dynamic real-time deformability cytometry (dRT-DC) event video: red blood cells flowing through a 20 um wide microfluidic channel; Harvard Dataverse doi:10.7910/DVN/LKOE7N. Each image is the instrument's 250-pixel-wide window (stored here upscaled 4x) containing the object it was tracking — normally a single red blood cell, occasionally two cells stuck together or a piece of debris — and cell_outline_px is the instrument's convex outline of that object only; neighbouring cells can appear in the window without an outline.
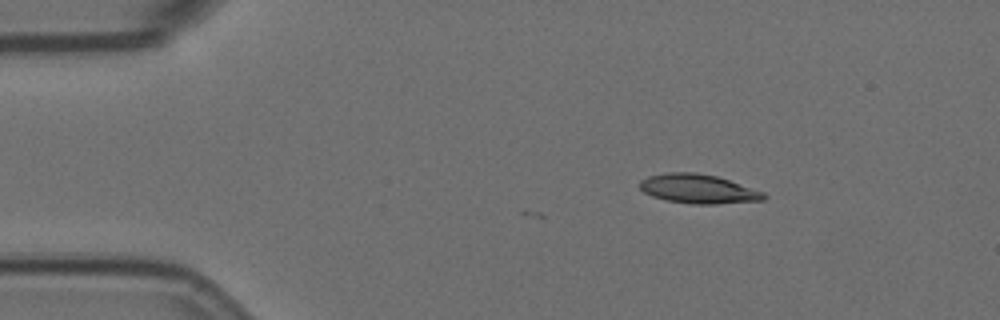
{"species": "Egyptian fruit bat (a non-hibernating species)", "species_latin": "Rousettus aegyptiacus", "temperature_condition": "room temperature", "stored_images_in_passage": 3, "camera_frame_rate_fps": 3000, "um_per_image_px": 0.085, "animal": {"sex": "female"}, "frame": {"image": 1, "passage_image": 3, "time_ms": 0.667, "image_size_px": [1000, 320], "cell_outline_px": [[768, 196], [764, 200], [716, 204], [692, 204], [668, 200], [652, 196], [644, 192], [640, 188], [640, 180], [648, 176], [664, 172], [696, 172], [716, 176], [764, 192]], "centroid_in_image_um": [59.34, 16.05], "position_along_channel_um": 25.7, "area_um2": 21.04}}